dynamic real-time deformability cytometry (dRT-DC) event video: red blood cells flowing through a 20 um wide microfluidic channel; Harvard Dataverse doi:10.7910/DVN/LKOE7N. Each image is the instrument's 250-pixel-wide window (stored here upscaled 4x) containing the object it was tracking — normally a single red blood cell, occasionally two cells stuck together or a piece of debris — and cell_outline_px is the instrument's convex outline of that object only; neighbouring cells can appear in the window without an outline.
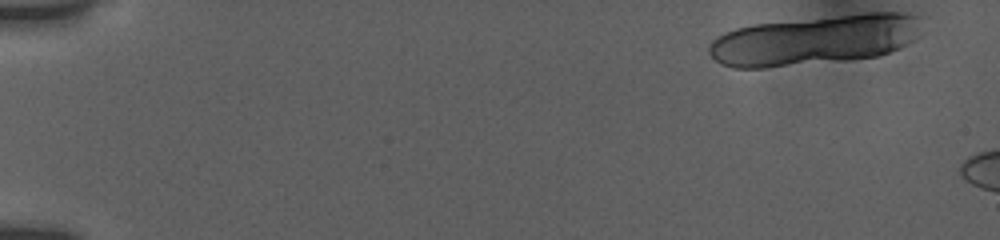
{"species": "human", "species_latin": "Homo sapiens", "temperature_condition": "room temperature", "stored_images_in_passage": 21, "camera_frame_rate_fps": 3000, "um_per_image_px": 0.085, "donor": {"sex": "female"}, "frame": {"image": 1, "passage_image": 1, "time_ms": 0.0, "image_size_px": [1000, 240], "cell_outline_px": [[920, 16], [912, 40], [908, 44], [900, 48], [880, 56], [848, 60], [764, 68], [732, 68], [720, 64], [708, 52], [708, 48], [712, 40], [724, 32], [736, 28], [756, 24], [868, 12], [900, 12]], "centroid_in_image_um": [69.2, 3.41], "position_along_channel_um": 15.8, "area_um2": 61.61}}
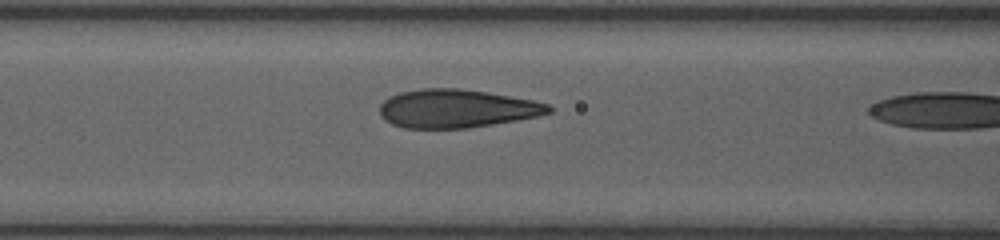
{"frame": {"image": 2, "passage_image": 20, "time_ms": 6.333, "image_size_px": [1000, 240], "cell_outline_px": [[552, 112], [536, 116], [516, 120], [468, 128], [404, 128], [392, 124], [384, 120], [380, 112], [380, 104], [384, 100], [400, 92], [420, 88], [460, 88], [532, 100], [548, 104], [552, 108]], "centroid_in_image_um": [38.78, 9.23], "position_along_channel_um": 127.8, "area_um2": 37.51}}